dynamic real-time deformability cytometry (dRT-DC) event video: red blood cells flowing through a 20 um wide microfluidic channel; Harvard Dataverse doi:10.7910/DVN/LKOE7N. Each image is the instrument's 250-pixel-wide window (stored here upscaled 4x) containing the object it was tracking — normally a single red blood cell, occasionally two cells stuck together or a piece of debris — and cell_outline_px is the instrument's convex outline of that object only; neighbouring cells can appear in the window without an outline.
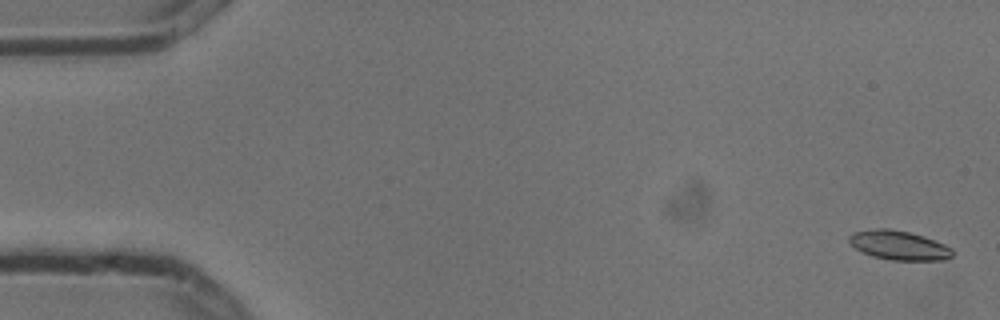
{"species": "common noctule bat (a hibernating species)", "species_latin": "Nyctalus noctula", "temperature_condition": "cold", "stored_images_in_passage": 2, "camera_frame_rate_fps": 3000, "um_per_image_px": 0.085, "animal": {"sex": "male", "body_mass_g": 13.3}, "frame": {"image": 1, "passage_image": 2, "time_ms": 0.333, "image_size_px": [1000, 320], "cell_outline_px": [[952, 256], [944, 260], [892, 260], [872, 256], [856, 248], [848, 240], [848, 236], [852, 232], [876, 228], [888, 228], [908, 232], [924, 236], [944, 244], [952, 248]], "centroid_in_image_um": [76.4, 20.84], "position_along_channel_um": 8.6, "area_um2": 17.51}}